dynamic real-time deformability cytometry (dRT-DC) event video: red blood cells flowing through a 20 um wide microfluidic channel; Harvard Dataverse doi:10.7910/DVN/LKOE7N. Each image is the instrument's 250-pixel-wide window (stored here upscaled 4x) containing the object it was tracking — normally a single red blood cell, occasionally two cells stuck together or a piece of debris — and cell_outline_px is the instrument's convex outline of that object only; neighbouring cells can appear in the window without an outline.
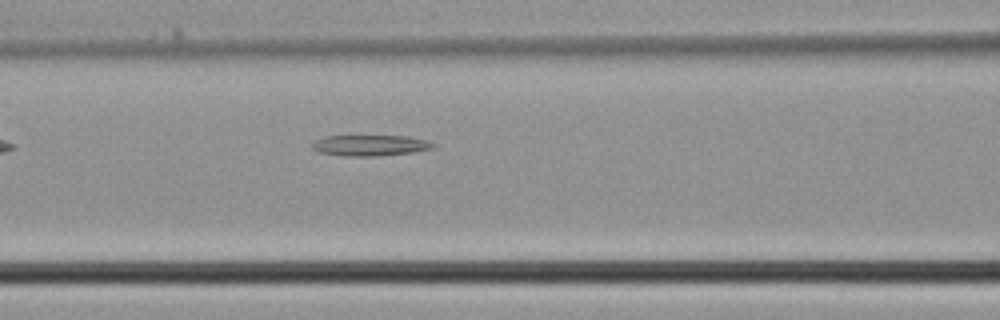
{"species": "common noctule bat (a hibernating species)", "species_latin": "Nyctalus noctula", "temperature_condition": "cold", "stored_images_in_passage": 3, "camera_frame_rate_fps": 3000, "um_per_image_px": 0.085, "animal": {"sex": "male", "body_mass_g": 21.5, "forearm_length_mm": 52.0}, "frame": {"image": 1, "passage_image": 3, "time_ms": 0.667, "image_size_px": [1000, 320], "cell_outline_px": [[436, 144], [432, 148], [412, 152], [376, 156], [344, 156], [320, 152], [312, 148], [312, 144], [316, 140], [324, 136], [408, 136], [428, 140]], "centroid_in_image_um": [31.47, 12.35], "position_along_channel_um": 135.1, "area_um2": 14.62}}